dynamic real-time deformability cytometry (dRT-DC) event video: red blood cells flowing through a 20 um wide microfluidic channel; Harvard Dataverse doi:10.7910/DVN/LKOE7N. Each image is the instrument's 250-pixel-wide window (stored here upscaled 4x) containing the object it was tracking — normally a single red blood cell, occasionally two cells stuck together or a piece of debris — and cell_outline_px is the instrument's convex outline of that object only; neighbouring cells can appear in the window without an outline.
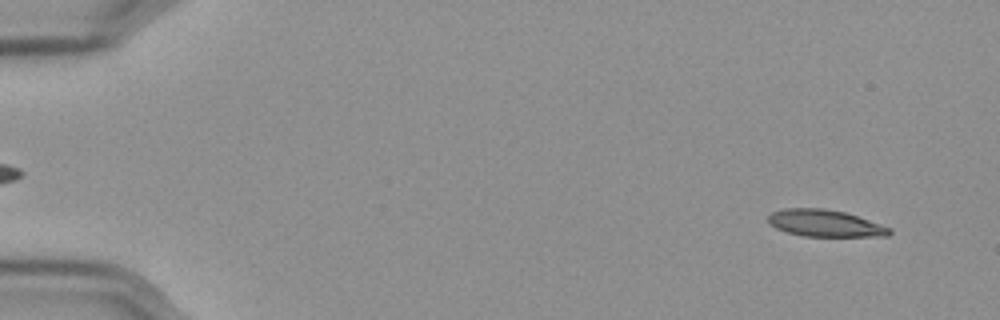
{"species": "Egyptian fruit bat (a non-hibernating species)", "species_latin": "Rousettus aegyptiacus", "temperature_condition": "cold", "stored_images_in_passage": 57, "camera_frame_rate_fps": 3000, "um_per_image_px": 0.085, "frame": {"image": 1, "passage_image": 4, "time_ms": 1.0, "image_size_px": [1000, 320], "cell_outline_px": [[892, 232], [888, 236], [804, 236], [788, 232], [776, 228], [768, 220], [768, 216], [772, 212], [784, 208], [824, 208], [844, 212], [892, 228]], "centroid_in_image_um": [70.13, 18.97], "position_along_channel_um": 14.9, "area_um2": 18.79}}
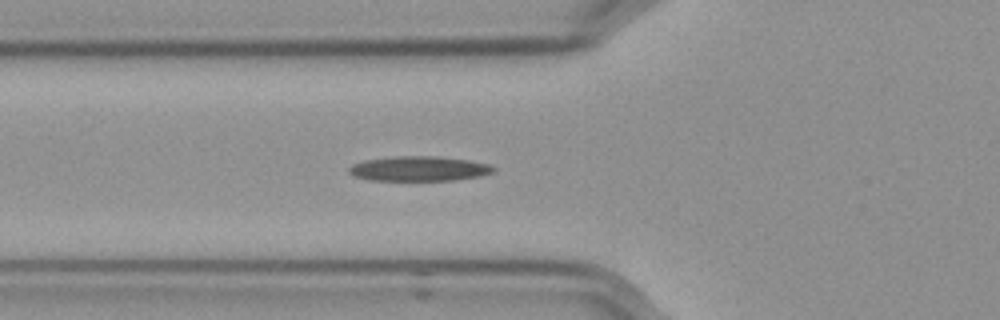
{"frame": {"image": 2, "passage_image": 21, "time_ms": 6.667, "image_size_px": [1000, 320], "cell_outline_px": [[496, 172], [480, 176], [456, 180], [368, 180], [352, 176], [348, 172], [348, 168], [352, 164], [364, 160], [392, 156], [440, 156], [468, 160], [488, 164], [496, 168]], "centroid_in_image_um": [35.6, 14.33], "position_along_channel_um": 90.2, "area_um2": 21.15}}
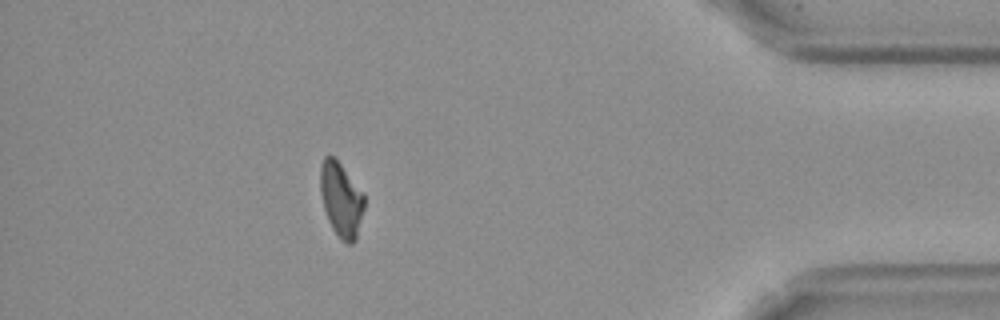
{"frame": {"image": 3, "passage_image": 51, "time_ms": 16.667, "image_size_px": [1000, 320], "cell_outline_px": [[364, 208], [356, 240], [352, 244], [348, 244], [340, 240], [332, 228], [328, 220], [324, 208], [320, 192], [320, 164], [324, 156], [336, 156], [364, 192]], "centroid_in_image_um": [29.0, 16.92], "position_along_channel_um": 406.2, "area_um2": 19.59}}